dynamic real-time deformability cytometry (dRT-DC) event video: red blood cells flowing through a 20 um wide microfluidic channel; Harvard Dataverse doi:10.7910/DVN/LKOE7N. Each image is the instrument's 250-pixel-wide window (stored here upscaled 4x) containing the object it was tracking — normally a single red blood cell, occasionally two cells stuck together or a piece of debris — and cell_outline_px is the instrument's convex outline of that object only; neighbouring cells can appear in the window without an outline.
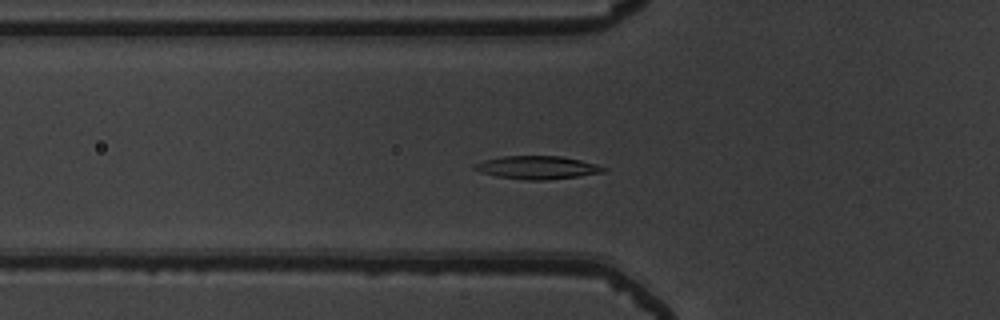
{"species": "common noctule bat (a hibernating species)", "species_latin": "Nyctalus noctula", "temperature_condition": "warm", "stored_images_in_passage": 48, "camera_frame_rate_fps": 3000, "um_per_image_px": 0.085, "animal": {"sex": "male", "body_mass_g": 19.5, "forearm_length_mm": 54.6}, "frame": {"image": 1, "passage_image": 19, "time_ms": 6.0, "image_size_px": [1000, 320], "cell_outline_px": [[608, 168], [604, 172], [548, 180], [524, 180], [496, 176], [480, 172], [472, 168], [472, 164], [484, 160], [504, 156], [560, 156], [580, 160], [596, 164]], "centroid_in_image_um": [45.63, 14.24], "position_along_channel_um": 80.2, "area_um2": 17.34}}
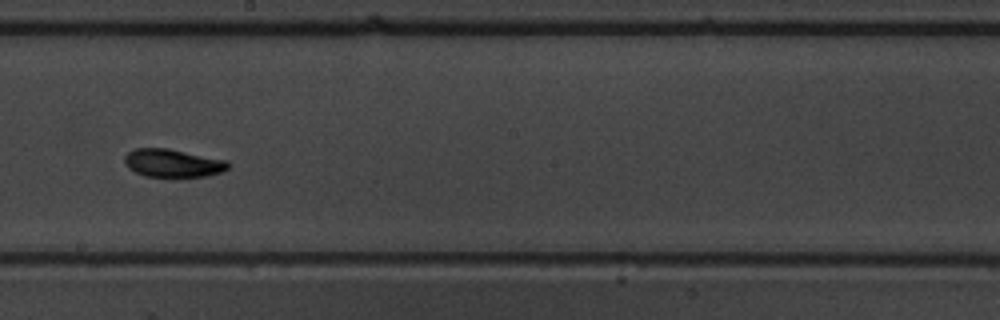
{"frame": {"image": 2, "passage_image": 31, "time_ms": 10.0, "image_size_px": [1000, 320], "cell_outline_px": [[228, 168], [220, 172], [208, 176], [144, 176], [128, 168], [124, 164], [124, 156], [128, 152], [136, 148], [168, 148], [228, 160]], "centroid_in_image_um": [14.66, 13.85], "position_along_channel_um": 233.5, "area_um2": 16.88}}
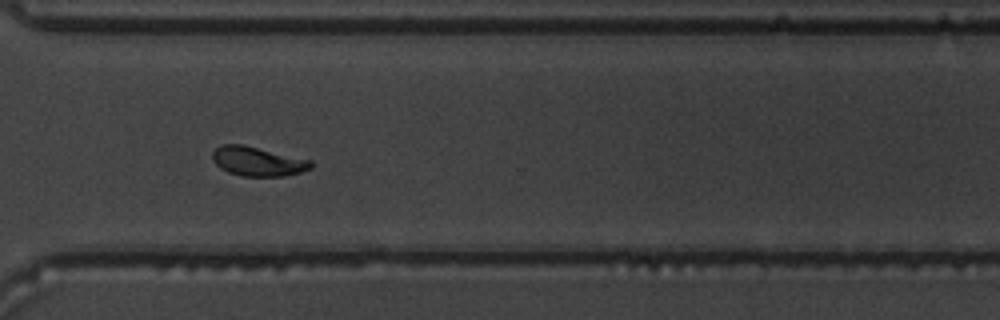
{"frame": {"image": 3, "passage_image": 40, "time_ms": 13.0, "image_size_px": [1000, 320], "cell_outline_px": [[312, 168], [300, 172], [284, 176], [240, 176], [228, 172], [220, 168], [212, 160], [212, 152], [220, 144], [244, 144], [312, 160]], "centroid_in_image_um": [21.89, 13.71], "position_along_channel_um": 348.7, "area_um2": 16.99}, "authors_computed_cell_mechanics": {"area_um2": 16.6753, "velocity_mm_per_s": 3.8309, "shape_relaxation_time_tau1_ms": 3.2778, "shape_relaxation_time_tau2_ms": 2.3823, "deformation_change_tau1": 0.1417, "deformation_change_tau2": 0.0718}}